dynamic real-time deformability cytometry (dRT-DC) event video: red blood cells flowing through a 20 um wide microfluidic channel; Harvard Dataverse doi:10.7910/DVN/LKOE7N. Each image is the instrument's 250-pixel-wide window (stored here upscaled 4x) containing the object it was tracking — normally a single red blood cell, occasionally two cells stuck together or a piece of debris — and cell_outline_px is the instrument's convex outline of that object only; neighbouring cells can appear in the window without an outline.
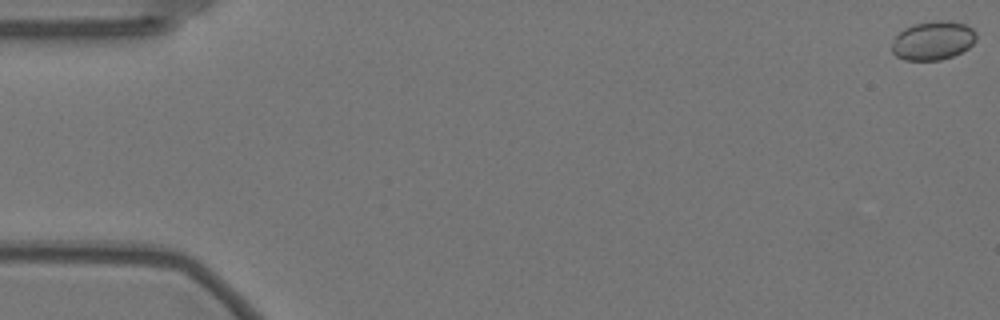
{"species": "Egyptian fruit bat (a non-hibernating species)", "species_latin": "Rousettus aegyptiacus", "temperature_condition": "warm", "stored_images_in_passage": 59, "camera_frame_rate_fps": 3000, "um_per_image_px": 0.085, "animal": {"sex": "female"}, "frame": {"image": 1, "passage_image": 1, "time_ms": 0.0, "image_size_px": [1000, 320], "cell_outline_px": [[976, 40], [968, 48], [952, 56], [940, 60], [904, 60], [896, 56], [892, 52], [892, 44], [896, 36], [904, 28], [912, 24], [936, 20], [948, 20], [964, 24], [972, 28], [976, 32]], "centroid_in_image_um": [79.3, 3.44], "position_along_channel_um": 5.7, "area_um2": 19.13}}
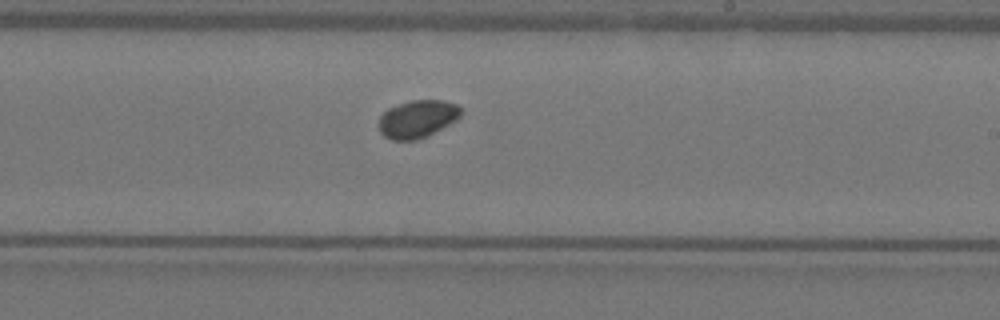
{"frame": {"image": 2, "passage_image": 35, "time_ms": 11.333, "image_size_px": [1000, 320], "cell_outline_px": [[460, 116], [456, 120], [428, 136], [416, 140], [392, 140], [384, 136], [380, 132], [380, 116], [388, 108], [412, 100], [444, 100], [456, 104], [460, 108]], "centroid_in_image_um": [35.48, 10.11], "position_along_channel_um": 253.5, "area_um2": 17.86}}
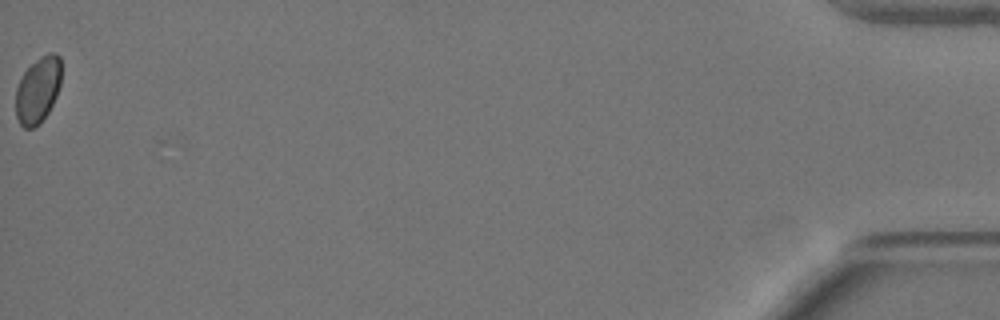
{"frame": {"image": 3, "passage_image": 59, "time_ms": 19.333, "image_size_px": [1000, 320], "cell_outline_px": [[60, 84], [56, 96], [48, 112], [32, 128], [24, 128], [20, 124], [16, 116], [16, 88], [24, 72], [40, 56], [48, 52], [56, 52], [60, 56]], "centroid_in_image_um": [3.22, 7.61], "position_along_channel_um": 432.0, "area_um2": 17.28}, "authors_computed_cell_mechanics": {"area_um2": 18.0336, "velocity_mm_per_s": 3.5018, "shape_relaxation_time_tau1_ms": null, "shape_relaxation_time_tau2_ms": 6.9812, "deformation_change_tau1": null, "deformation_change_tau2": 0.0447}}